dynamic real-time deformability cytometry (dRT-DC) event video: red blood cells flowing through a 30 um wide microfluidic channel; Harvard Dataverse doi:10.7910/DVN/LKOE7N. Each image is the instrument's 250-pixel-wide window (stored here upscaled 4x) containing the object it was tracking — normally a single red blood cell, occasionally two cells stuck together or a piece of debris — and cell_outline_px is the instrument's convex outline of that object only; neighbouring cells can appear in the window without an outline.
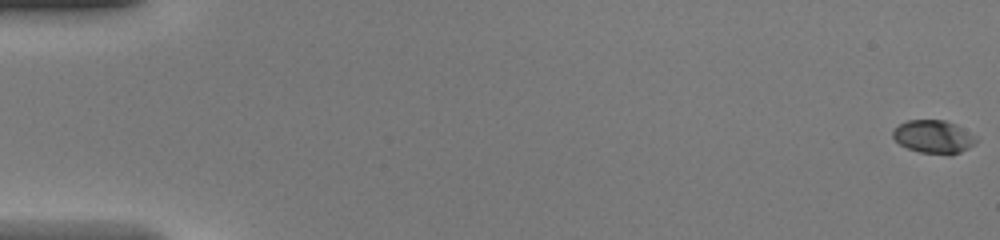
{"species": "common noctule bat (a hibernating species)", "species_latin": "Nyctalus noctula", "temperature_condition": "warm", "stored_images_in_passage": 48, "camera_frame_rate_fps": 3000, "um_per_image_px": 0.085, "animal": {"sex": "female", "body_mass_g": 20.0, "forearm_length_mm": 54.0}, "frame": {"image": 1, "passage_image": 1, "time_ms": 0.0, "image_size_px": [1000, 240], "cell_outline_px": [[976, 140], [968, 148], [960, 152], [948, 156], [920, 152], [908, 148], [900, 144], [892, 136], [892, 132], [900, 124], [908, 120], [944, 120], [956, 124], [976, 136]], "centroid_in_image_um": [79.36, 11.63], "position_along_channel_um": 5.6, "area_um2": 16.01}}
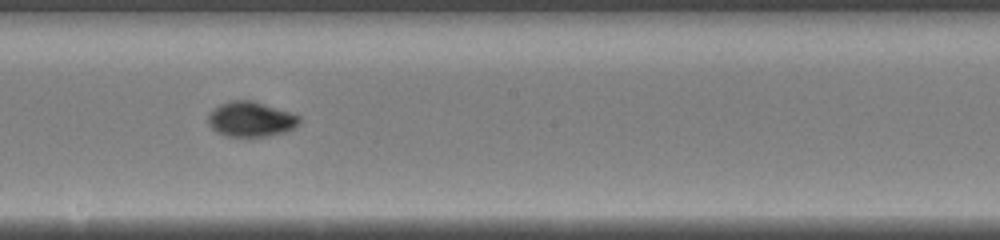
{"frame": {"image": 2, "passage_image": 28, "time_ms": 9.0, "image_size_px": [1000, 240], "cell_outline_px": [[300, 124], [296, 128], [288, 132], [268, 136], [228, 136], [216, 132], [208, 124], [208, 116], [220, 104], [232, 100], [252, 100], [300, 116]], "centroid_in_image_um": [21.36, 10.15], "position_along_channel_um": 226.8, "area_um2": 18.55}}
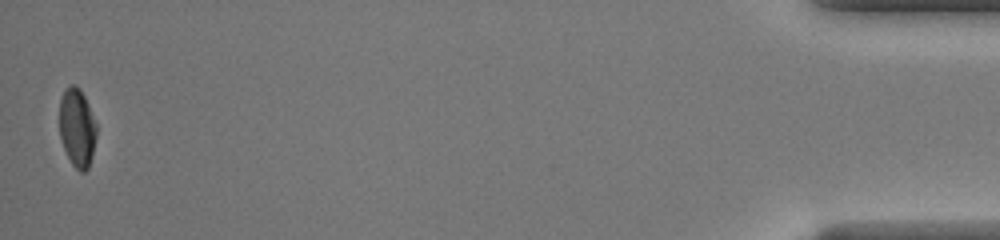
{"frame": {"image": 3, "passage_image": 48, "time_ms": 15.667, "image_size_px": [1000, 240], "cell_outline_px": [[96, 136], [92, 156], [88, 168], [84, 172], [80, 172], [72, 164], [64, 148], [60, 136], [60, 100], [64, 88], [72, 84], [80, 88], [88, 104], [96, 124]], "centroid_in_image_um": [6.55, 10.84], "position_along_channel_um": 428.6, "area_um2": 16.82}}